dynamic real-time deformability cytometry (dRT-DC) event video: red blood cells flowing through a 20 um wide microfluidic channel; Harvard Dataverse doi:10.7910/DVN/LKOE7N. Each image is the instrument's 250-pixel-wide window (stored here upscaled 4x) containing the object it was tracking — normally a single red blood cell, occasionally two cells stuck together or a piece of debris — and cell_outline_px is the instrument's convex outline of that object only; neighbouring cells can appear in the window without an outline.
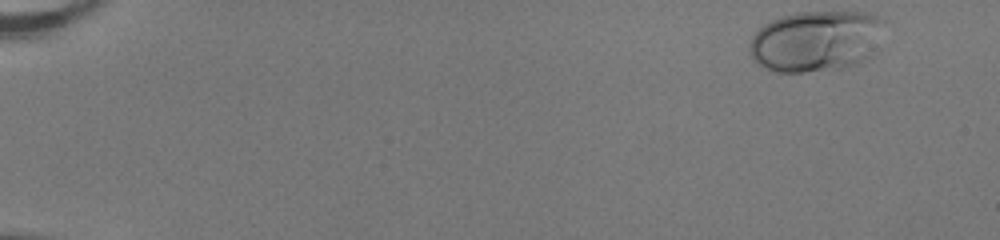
{"species": "human", "species_latin": "Homo sapiens", "temperature_condition": "room temperature", "stored_images_in_passage": 49, "camera_frame_rate_fps": 3000, "um_per_image_px": 0.085, "donor": {"sex": "female"}, "frame": {"image": 1, "passage_image": 1, "time_ms": 0.0, "image_size_px": [1000, 240], "cell_outline_px": [[884, 20], [872, 52], [868, 56], [844, 68], [804, 72], [776, 72], [752, 60], [748, 52], [748, 44], [752, 36], [764, 24], [780, 16], [796, 12], [864, 12], [876, 16]], "centroid_in_image_um": [69.26, 3.48], "position_along_channel_um": 15.7, "area_um2": 47.45}}
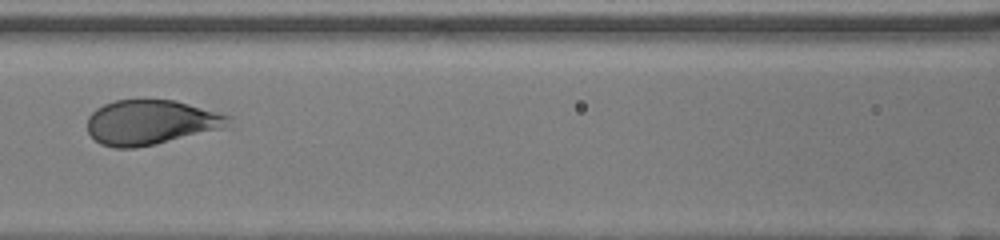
{"frame": {"image": 2, "passage_image": 23, "time_ms": 7.333, "image_size_px": [1000, 240], "cell_outline_px": [[232, 116], [220, 128], [136, 148], [116, 148], [100, 144], [88, 132], [88, 116], [96, 108], [104, 104], [116, 100], [176, 100]], "centroid_in_image_um": [12.73, 10.38], "position_along_channel_um": 153.9, "area_um2": 36.07}}
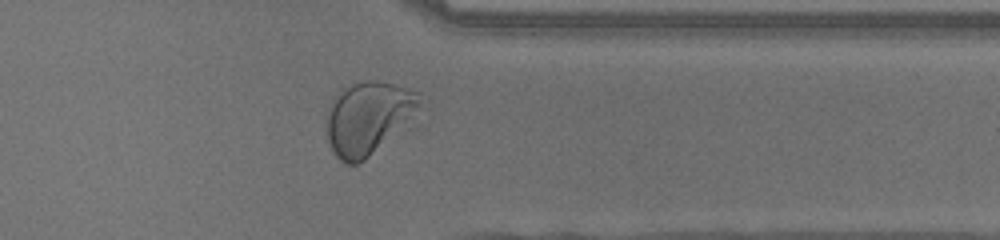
{"frame": {"image": 3, "passage_image": 40, "time_ms": 13.0, "image_size_px": [1000, 240], "cell_outline_px": [[428, 108], [364, 160], [356, 164], [344, 164], [332, 152], [324, 128], [324, 112], [332, 96], [340, 88], [352, 84], [368, 80], [376, 80], [408, 88], [420, 92], [428, 96]], "centroid_in_image_um": [31.37, 9.97], "position_along_channel_um": 380.0, "area_um2": 41.79}, "authors_computed_cell_mechanics": {"area_um2": 39.7664, "velocity_mm_per_s": 4.0301, "shape_relaxation_time_tau1_ms": 1.8399, "shape_relaxation_time_tau2_ms": null, "deformation_change_tau1": 0.146, "deformation_change_tau2": null}}